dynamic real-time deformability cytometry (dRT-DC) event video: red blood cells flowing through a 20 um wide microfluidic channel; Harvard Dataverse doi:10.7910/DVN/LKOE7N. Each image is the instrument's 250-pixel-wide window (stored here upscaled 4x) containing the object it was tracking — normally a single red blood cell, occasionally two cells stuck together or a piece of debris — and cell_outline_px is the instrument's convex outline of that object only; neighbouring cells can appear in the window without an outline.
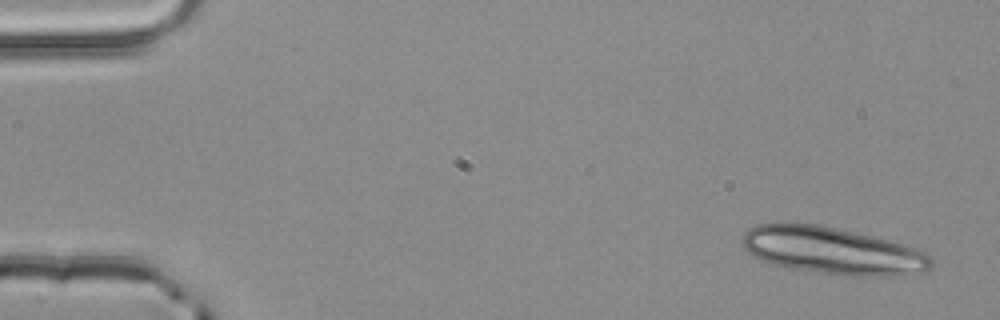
{"species": "common noctule bat (a hibernating species)", "species_latin": "Nyctalus noctula", "temperature_condition": "room temperature", "stored_images_in_passage": 3, "camera_frame_rate_fps": 3000, "um_per_image_px": 0.085, "animal": {"sex": "male", "body_mass_g": 20.4}, "frame": {"image": 1, "passage_image": 1, "time_ms": 0.0, "image_size_px": [1000, 320], "cell_outline_px": [[932, 268], [924, 272], [904, 276], [856, 276], [824, 272], [768, 264], [760, 260], [748, 252], [740, 244], [740, 240], [744, 232], [748, 228], [756, 224], [820, 224], [872, 236], [888, 240], [916, 248], [932, 256]], "centroid_in_image_um": [70.78, 21.31], "position_along_channel_um": 14.2, "area_um2": 51.85}}